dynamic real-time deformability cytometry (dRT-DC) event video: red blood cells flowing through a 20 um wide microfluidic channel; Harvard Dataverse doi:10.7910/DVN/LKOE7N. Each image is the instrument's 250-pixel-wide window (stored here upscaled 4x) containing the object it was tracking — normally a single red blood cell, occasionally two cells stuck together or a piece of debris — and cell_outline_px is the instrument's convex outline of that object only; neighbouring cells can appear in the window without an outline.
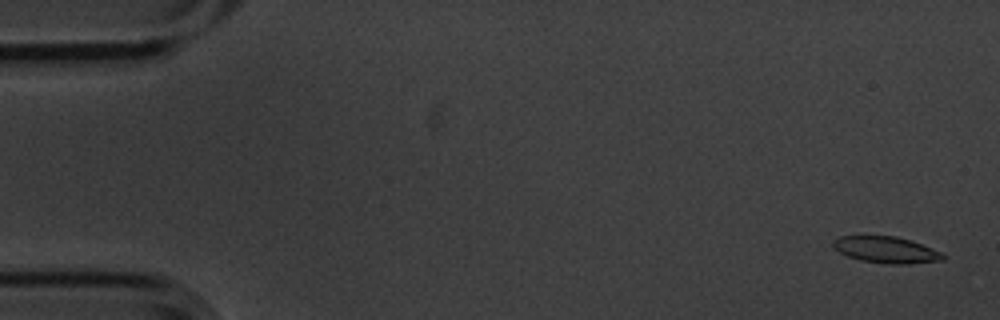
{"species": "common noctule bat (a hibernating species)", "species_latin": "Nyctalus noctula", "temperature_condition": "cold", "stored_images_in_passage": 5, "camera_frame_rate_fps": 3000, "um_per_image_px": 0.085, "animal": {"sex": "male", "body_mass_g": 20.1, "forearm_length_mm": 53.5}, "frame": {"image": 1, "passage_image": 1, "time_ms": 0.0, "image_size_px": [1000, 320], "cell_outline_px": [[944, 260], [908, 264], [888, 264], [860, 260], [848, 256], [832, 248], [832, 240], [840, 236], [896, 236], [944, 252]], "centroid_in_image_um": [75.31, 21.24], "position_along_channel_um": 9.7, "area_um2": 16.94}}